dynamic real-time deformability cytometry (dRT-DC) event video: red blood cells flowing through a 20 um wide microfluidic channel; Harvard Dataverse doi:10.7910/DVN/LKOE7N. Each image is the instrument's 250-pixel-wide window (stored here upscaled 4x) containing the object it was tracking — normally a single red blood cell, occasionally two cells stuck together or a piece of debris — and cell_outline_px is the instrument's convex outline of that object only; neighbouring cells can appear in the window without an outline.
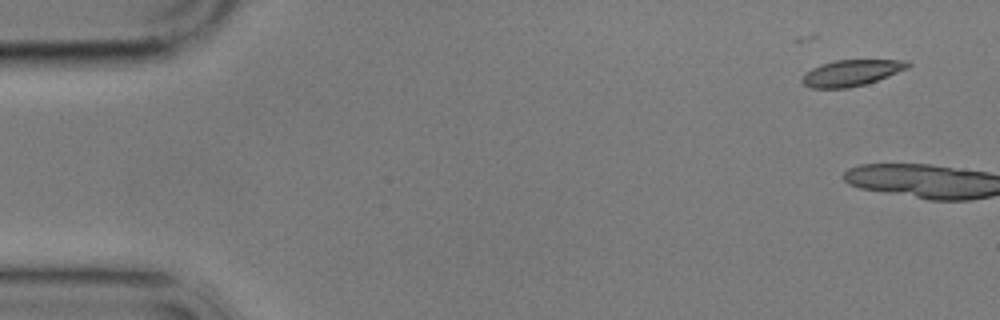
{"species": "common noctule bat (a hibernating species)", "species_latin": "Nyctalus noctula", "temperature_condition": "cold", "stored_images_in_passage": 2, "camera_frame_rate_fps": 3000, "um_per_image_px": 0.085, "animal": {"sex": "male", "body_mass_g": 17.9}, "frame": {"image": 1, "passage_image": 1, "time_ms": 0.0, "image_size_px": [1000, 320], "cell_outline_px": [[912, 64], [908, 68], [888, 76], [864, 84], [848, 88], [812, 88], [804, 84], [800, 80], [812, 68], [836, 60], [908, 60]], "centroid_in_image_um": [72.41, 6.19], "position_along_channel_um": 12.6, "area_um2": 15.84}}